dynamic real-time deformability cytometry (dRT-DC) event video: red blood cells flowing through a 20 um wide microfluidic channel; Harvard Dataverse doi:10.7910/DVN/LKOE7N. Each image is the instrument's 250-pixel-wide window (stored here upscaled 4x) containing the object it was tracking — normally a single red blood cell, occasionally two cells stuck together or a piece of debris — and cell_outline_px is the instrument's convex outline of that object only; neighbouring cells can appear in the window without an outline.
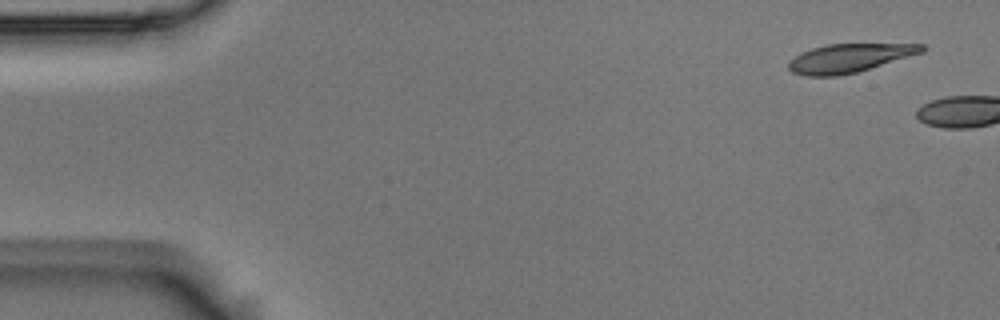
{"species": "Egyptian fruit bat (a non-hibernating species)", "species_latin": "Rousettus aegyptiacus", "temperature_condition": "room temperature", "stored_images_in_passage": 5, "camera_frame_rate_fps": 3000, "um_per_image_px": 0.085, "animal": {"sex": "male"}, "frame": {"image": 1, "passage_image": 1, "time_ms": 0.0, "image_size_px": [1000, 320], "cell_outline_px": [[924, 52], [856, 72], [836, 76], [804, 76], [792, 72], [788, 68], [788, 64], [800, 52], [812, 48], [828, 44], [924, 44]], "centroid_in_image_um": [72.16, 4.94], "position_along_channel_um": 12.8, "area_um2": 21.96}}